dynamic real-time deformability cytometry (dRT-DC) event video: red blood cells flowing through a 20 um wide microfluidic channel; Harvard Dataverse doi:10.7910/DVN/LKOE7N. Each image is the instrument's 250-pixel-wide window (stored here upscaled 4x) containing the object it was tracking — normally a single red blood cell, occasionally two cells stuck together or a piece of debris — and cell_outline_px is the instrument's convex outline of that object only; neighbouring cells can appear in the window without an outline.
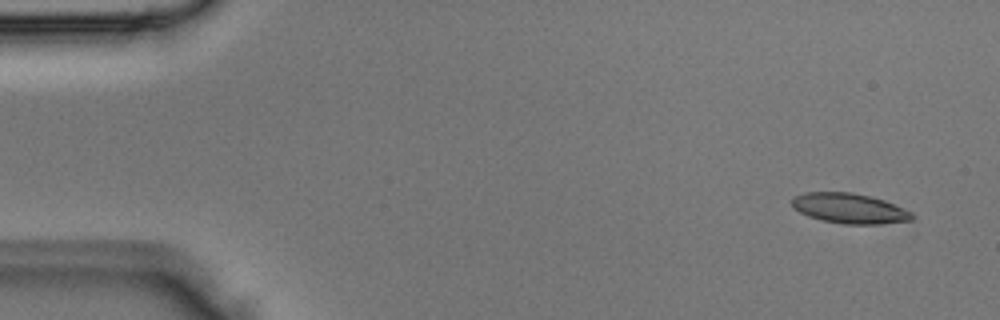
{"species": "Egyptian fruit bat (a non-hibernating species)", "species_latin": "Rousettus aegyptiacus", "temperature_condition": "room temperature", "stored_images_in_passage": 4, "camera_frame_rate_fps": 3000, "um_per_image_px": 0.085, "animal": {"sex": "male"}, "frame": {"image": 1, "passage_image": 1, "time_ms": 0.0, "image_size_px": [1000, 320], "cell_outline_px": [[912, 220], [880, 224], [844, 224], [820, 220], [808, 216], [792, 208], [792, 196], [804, 192], [852, 192], [884, 200], [912, 212]], "centroid_in_image_um": [72.15, 17.71], "position_along_channel_um": 12.8, "area_um2": 21.1}}